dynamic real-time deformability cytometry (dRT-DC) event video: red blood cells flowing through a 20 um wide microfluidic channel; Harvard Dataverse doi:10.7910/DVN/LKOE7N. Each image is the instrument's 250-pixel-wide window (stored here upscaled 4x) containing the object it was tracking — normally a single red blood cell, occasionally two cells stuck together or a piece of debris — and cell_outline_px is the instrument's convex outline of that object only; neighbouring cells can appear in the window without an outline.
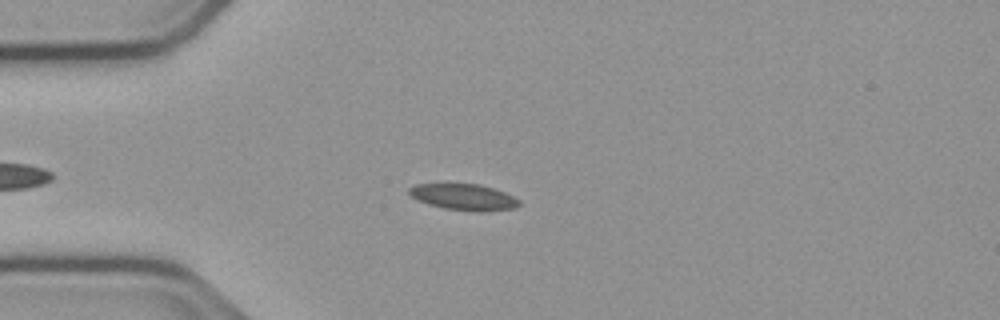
{"species": "common noctule bat (a hibernating species)", "species_latin": "Nyctalus noctula", "temperature_condition": "cold", "stored_images_in_passage": 51, "camera_frame_rate_fps": 3000, "um_per_image_px": 0.085, "animal": {"sex": "male", "body_mass_g": 23.1, "forearm_length_mm": 52.7}, "frame": {"image": 1, "passage_image": 14, "time_ms": 4.333, "image_size_px": [1000, 320], "cell_outline_px": [[520, 204], [516, 208], [476, 212], [444, 208], [420, 200], [412, 196], [408, 192], [408, 188], [416, 184], [480, 184], [504, 192], [520, 200]], "centroid_in_image_um": [39.46, 16.74], "position_along_channel_um": 45.5, "area_um2": 16.53}}
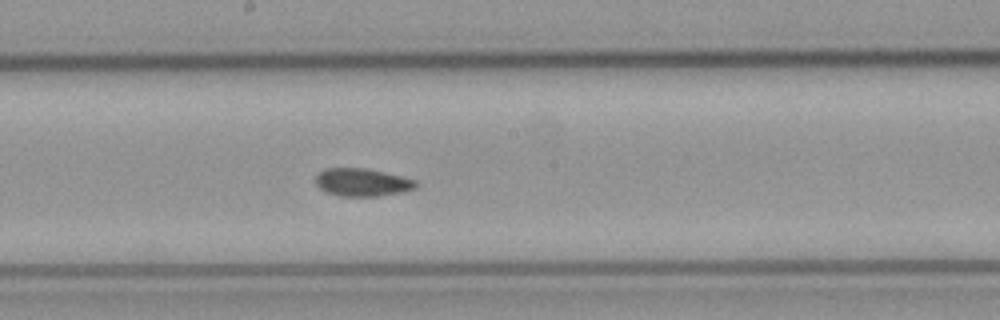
{"frame": {"image": 2, "passage_image": 29, "time_ms": 9.333, "image_size_px": [1000, 320], "cell_outline_px": [[420, 184], [416, 188], [400, 192], [380, 196], [340, 196], [328, 192], [320, 188], [316, 184], [316, 176], [324, 168], [368, 168], [416, 180]], "centroid_in_image_um": [30.81, 15.49], "position_along_channel_um": 217.4, "area_um2": 16.24}}
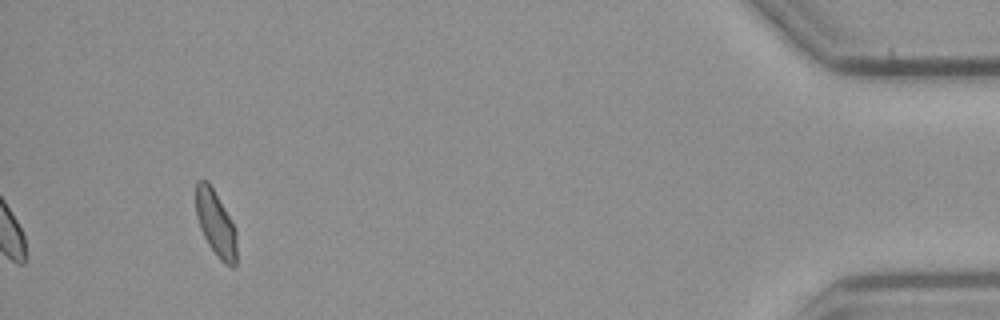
{"frame": {"image": 3, "passage_image": 51, "time_ms": 16.667, "image_size_px": [1000, 320], "cell_outline_px": [[236, 264], [232, 268], [224, 264], [220, 260], [208, 244], [200, 228], [196, 216], [196, 180], [208, 180], [228, 216], [236, 232]], "centroid_in_image_um": [18.32, 19.02], "position_along_channel_um": 416.9, "area_um2": 15.37}, "authors_computed_cell_mechanics": {"area_um2": 16.184, "velocity_mm_per_s": 3.7572, "shape_relaxation_time_tau1_ms": null, "shape_relaxation_time_tau2_ms": 2.1861, "deformation_change_tau1": null, "deformation_change_tau2": 0.0588}}